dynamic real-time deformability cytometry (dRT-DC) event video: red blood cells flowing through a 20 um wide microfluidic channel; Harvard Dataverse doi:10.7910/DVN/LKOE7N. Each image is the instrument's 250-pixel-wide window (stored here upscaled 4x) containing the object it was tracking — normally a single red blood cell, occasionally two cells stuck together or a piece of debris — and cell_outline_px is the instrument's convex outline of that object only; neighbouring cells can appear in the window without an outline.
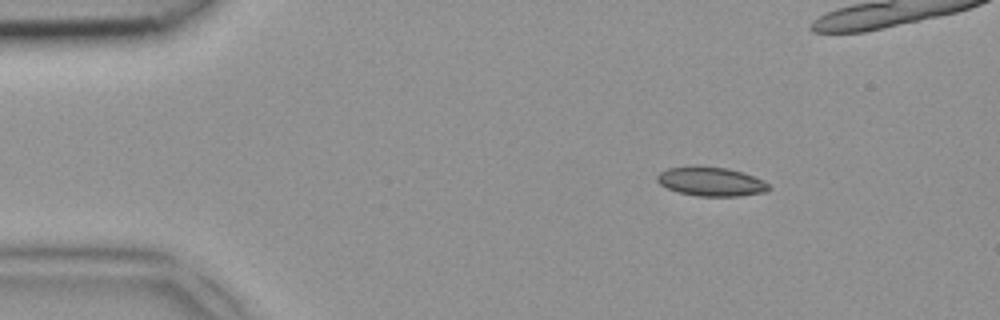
{"species": "common noctule bat (a hibernating species)", "species_latin": "Nyctalus noctula", "temperature_condition": "room temperature", "stored_images_in_passage": 2, "segment_of_instrument_passage": [2, 2], "camera_frame_rate_fps": 3000, "um_per_image_px": 0.085, "animal": {"sex": "female", "body_mass_g": 18.4}, "frame": {"image": 1, "passage_image": 2, "time_ms": 0.333, "image_size_px": [1000, 320], "cell_outline_px": [[768, 192], [740, 196], [696, 196], [680, 192], [668, 188], [660, 184], [656, 180], [656, 176], [660, 172], [668, 168], [700, 164], [728, 168], [744, 172], [764, 180], [768, 184]], "centroid_in_image_um": [60.44, 15.41], "position_along_channel_um": 24.6, "area_um2": 19.31}}